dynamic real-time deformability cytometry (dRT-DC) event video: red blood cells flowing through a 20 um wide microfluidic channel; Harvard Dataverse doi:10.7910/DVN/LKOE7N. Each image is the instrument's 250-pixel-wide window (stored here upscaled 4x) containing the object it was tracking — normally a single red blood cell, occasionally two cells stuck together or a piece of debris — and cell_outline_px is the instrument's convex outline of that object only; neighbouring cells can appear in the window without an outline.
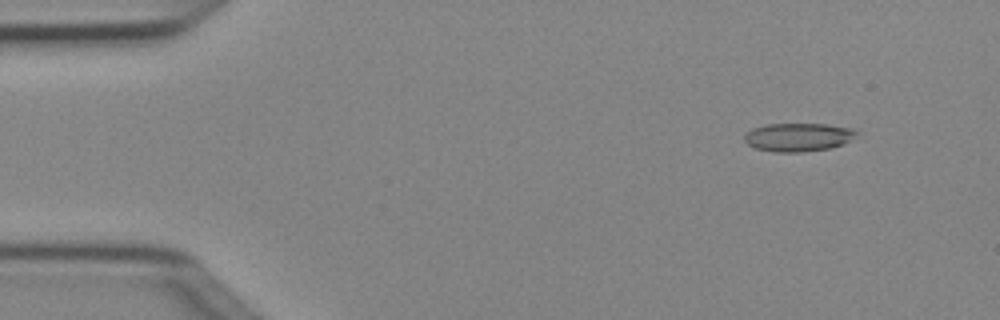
{"species": "Egyptian fruit bat (a non-hibernating species)", "species_latin": "Rousettus aegyptiacus", "temperature_condition": "cold", "stored_images_in_passage": 6, "camera_frame_rate_fps": 3000, "um_per_image_px": 0.085, "animal": {"sex": "female"}, "frame": {"image": 1, "passage_image": 1, "time_ms": 0.0, "image_size_px": [1000, 320], "cell_outline_px": [[860, 132], [844, 144], [832, 148], [804, 152], [772, 152], [756, 148], [748, 144], [744, 140], [744, 136], [752, 128], [768, 124], [828, 124], [856, 128]], "centroid_in_image_um": [67.9, 11.66], "position_along_channel_um": 17.1, "area_um2": 18.79}}
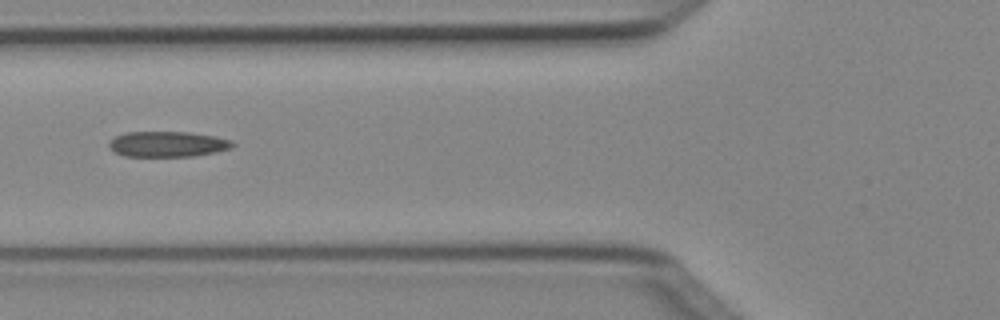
{"frame": {"image": 2, "passage_image": 5, "time_ms": 1.333, "image_size_px": [1000, 320], "cell_outline_px": [[236, 144], [232, 148], [216, 152], [192, 156], [124, 156], [116, 152], [108, 144], [116, 136], [128, 132], [188, 132], [216, 136], [232, 140]], "centroid_in_image_um": [14.32, 12.25], "position_along_channel_um": 111.5, "area_um2": 18.26}}
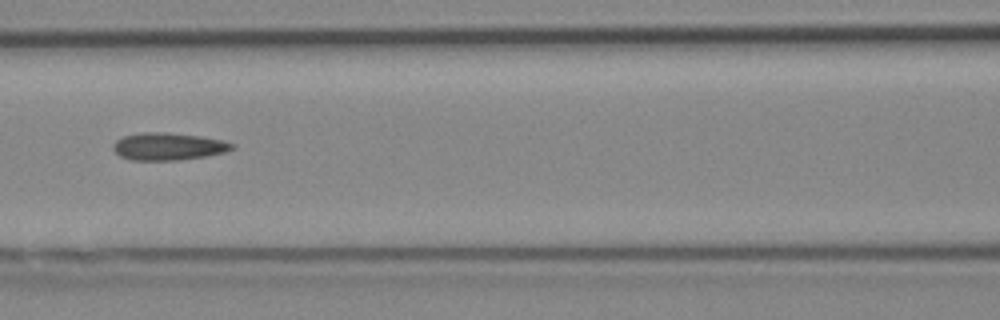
{"frame": {"image": 3, "passage_image": 6, "time_ms": 1.667, "image_size_px": [1000, 320], "cell_outline_px": [[236, 144], [232, 148], [224, 152], [204, 156], [176, 160], [132, 160], [120, 156], [112, 148], [112, 144], [116, 140], [124, 136], [144, 132], [164, 132], [200, 136], [220, 140]], "centroid_in_image_um": [14.26, 12.44], "position_along_channel_um": 152.3, "area_um2": 18.73}}